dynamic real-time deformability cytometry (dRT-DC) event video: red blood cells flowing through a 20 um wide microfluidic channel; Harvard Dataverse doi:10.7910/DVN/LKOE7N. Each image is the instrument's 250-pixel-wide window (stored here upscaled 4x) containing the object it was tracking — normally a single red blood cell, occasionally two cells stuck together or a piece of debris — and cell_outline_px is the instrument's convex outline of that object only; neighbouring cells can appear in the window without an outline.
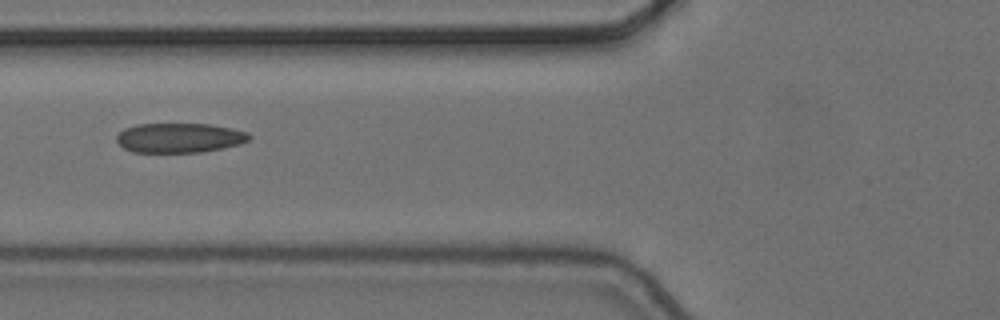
{"species": "common noctule bat (a hibernating species)", "species_latin": "Nyctalus noctula", "temperature_condition": "cold", "stored_images_in_passage": 8, "camera_frame_rate_fps": 3000, "um_per_image_px": 0.085, "animal": {"sex": "female", "body_mass_g": 24.6, "forearm_length_mm": 56.2}, "frame": {"image": 1, "passage_image": 5, "time_ms": 1.333, "image_size_px": [1000, 320], "cell_outline_px": [[252, 136], [248, 140], [240, 144], [200, 152], [132, 152], [124, 148], [116, 140], [116, 136], [124, 128], [136, 124], [208, 124], [232, 128], [248, 132]], "centroid_in_image_um": [15.24, 11.71], "position_along_channel_um": 110.6, "area_um2": 22.83}}
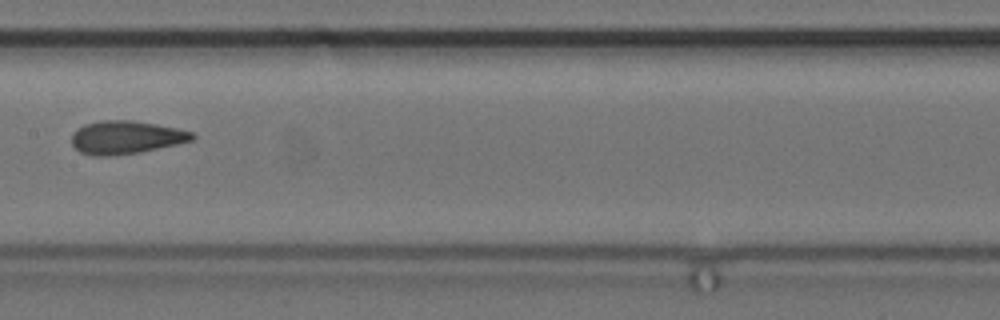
{"frame": {"image": 2, "passage_image": 7, "time_ms": 2.0, "image_size_px": [1000, 320], "cell_outline_px": [[196, 136], [192, 140], [176, 144], [140, 152], [108, 156], [92, 156], [80, 152], [72, 144], [72, 132], [76, 128], [84, 124], [104, 120], [132, 120], [156, 124], [176, 128], [192, 132]], "centroid_in_image_um": [10.66, 11.67], "position_along_channel_um": 196.7, "area_um2": 23.24}}
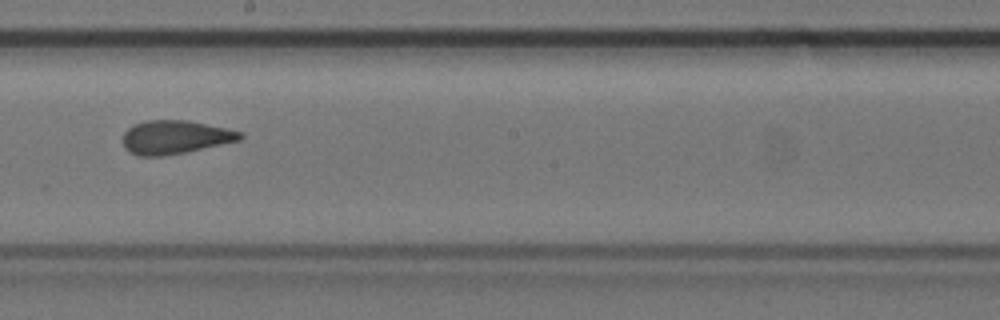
{"frame": {"image": 3, "passage_image": 8, "time_ms": 2.333, "image_size_px": [1000, 320], "cell_outline_px": [[244, 136], [240, 140], [184, 152], [160, 156], [140, 156], [128, 152], [124, 148], [124, 132], [132, 124], [148, 120], [188, 120], [244, 132]], "centroid_in_image_um": [14.87, 11.65], "position_along_channel_um": 233.3, "area_um2": 22.83}}